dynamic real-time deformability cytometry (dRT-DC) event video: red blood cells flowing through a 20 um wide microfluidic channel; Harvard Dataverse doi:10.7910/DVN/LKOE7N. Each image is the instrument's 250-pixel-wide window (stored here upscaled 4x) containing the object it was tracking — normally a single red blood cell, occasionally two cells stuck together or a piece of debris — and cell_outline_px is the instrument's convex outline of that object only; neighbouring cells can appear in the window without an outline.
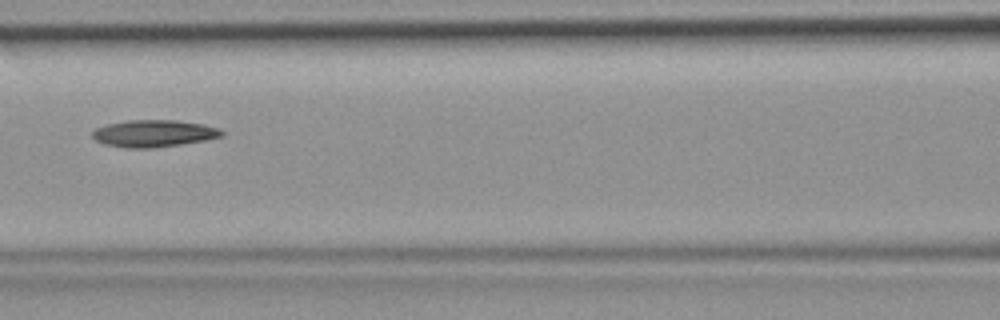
{"species": "common noctule bat (a hibernating species)", "species_latin": "Nyctalus noctula", "temperature_condition": "room temperature", "stored_images_in_passage": 16, "camera_frame_rate_fps": 3000, "um_per_image_px": 0.085, "animal": {"sex": "female", "body_mass_g": 19.9}, "frame": {"image": 1, "passage_image": 7, "time_ms": 2.0, "image_size_px": [1000, 320], "cell_outline_px": [[224, 136], [204, 140], [180, 144], [152, 148], [124, 148], [104, 144], [96, 140], [92, 136], [92, 132], [96, 128], [108, 124], [128, 120], [176, 120], [204, 124], [220, 128], [224, 132]], "centroid_in_image_um": [13.09, 11.34], "position_along_channel_um": 153.5, "area_um2": 20.4}}